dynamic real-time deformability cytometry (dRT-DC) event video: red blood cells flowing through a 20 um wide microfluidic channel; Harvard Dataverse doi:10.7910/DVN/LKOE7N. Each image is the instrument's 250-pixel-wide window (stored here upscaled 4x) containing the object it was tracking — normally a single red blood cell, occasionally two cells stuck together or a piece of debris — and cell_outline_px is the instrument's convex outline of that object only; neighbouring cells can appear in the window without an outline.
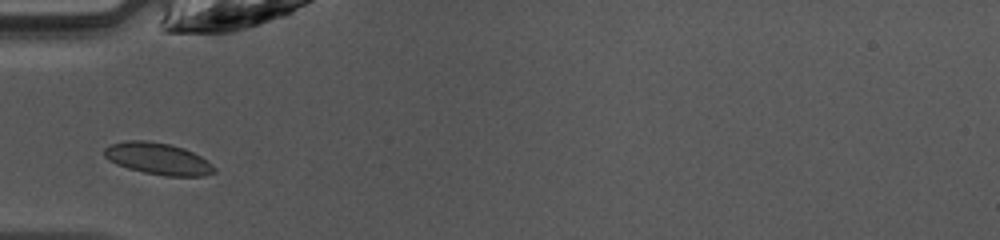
{"species": "common noctule bat (a hibernating species)", "species_latin": "Nyctalus noctula", "temperature_condition": "warm", "stored_images_in_passage": 20, "camera_frame_rate_fps": 3000, "um_per_image_px": 0.085, "animal": {"sex": "female", "body_mass_g": 10.0, "forearm_length_mm": 53.1}, "frame": {"image": 1, "passage_image": 1, "time_ms": 0.0, "image_size_px": [1000, 240], "cell_outline_px": [[216, 172], [204, 176], [168, 176], [144, 172], [128, 168], [116, 164], [108, 160], [104, 156], [104, 148], [112, 144], [128, 140], [144, 140], [168, 144], [184, 148], [200, 156], [212, 164], [216, 168]], "centroid_in_image_um": [13.44, 13.49], "position_along_channel_um": 71.6, "area_um2": 20.23}}
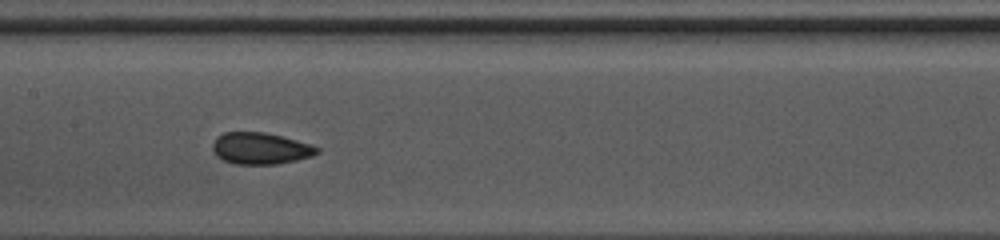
{"frame": {"image": 2, "passage_image": 9, "time_ms": 2.667, "image_size_px": [1000, 240], "cell_outline_px": [[320, 152], [312, 156], [296, 160], [276, 164], [232, 164], [216, 156], [212, 148], [212, 144], [216, 136], [224, 132], [264, 132], [312, 144], [320, 148]], "centroid_in_image_um": [22.13, 12.61], "position_along_channel_um": 185.3, "area_um2": 19.36}}
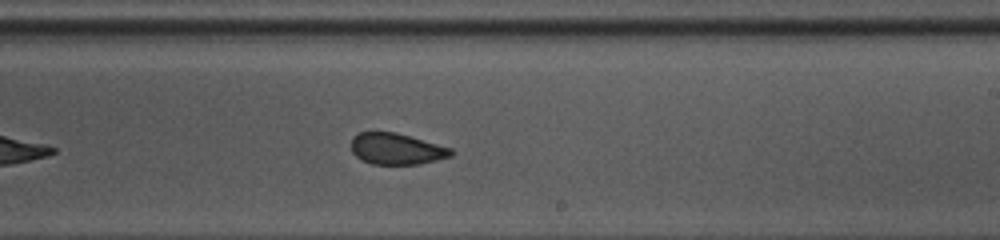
{"frame": {"image": 3, "passage_image": 14, "time_ms": 4.333, "image_size_px": [1000, 240], "cell_outline_px": [[452, 156], [420, 164], [372, 164], [360, 160], [352, 152], [352, 136], [360, 132], [396, 132], [452, 148]], "centroid_in_image_um": [33.68, 12.65], "position_along_channel_um": 255.3, "area_um2": 18.21}}